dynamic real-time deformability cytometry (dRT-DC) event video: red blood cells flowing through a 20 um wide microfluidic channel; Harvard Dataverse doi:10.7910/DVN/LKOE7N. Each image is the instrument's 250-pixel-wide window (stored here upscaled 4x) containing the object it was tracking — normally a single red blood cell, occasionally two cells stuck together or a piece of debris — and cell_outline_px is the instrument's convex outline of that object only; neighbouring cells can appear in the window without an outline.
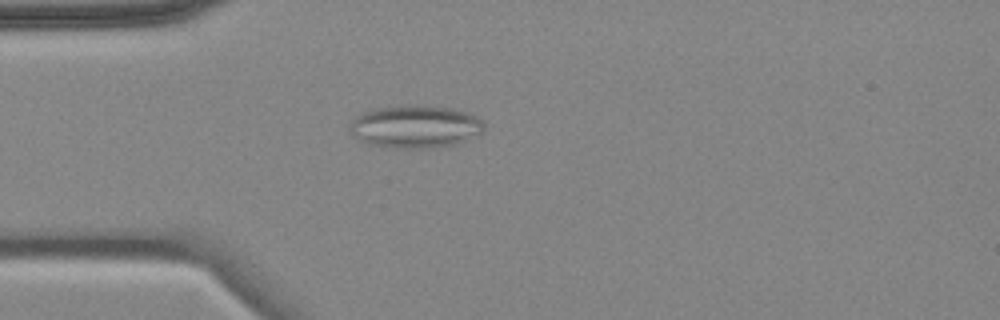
{"species": "common noctule bat (a hibernating species)", "species_latin": "Nyctalus noctula", "temperature_condition": "cold", "stored_images_in_passage": 6, "camera_frame_rate_fps": 3000, "um_per_image_px": 0.085, "animal": {"sex": "female", "body_mass_g": 18.4}, "frame": {"image": 1, "passage_image": 5, "time_ms": 4.667, "image_size_px": [1000, 320], "cell_outline_px": [[484, 132], [480, 136], [456, 144], [428, 148], [396, 148], [368, 144], [360, 140], [348, 128], [352, 120], [356, 116], [364, 112], [380, 108], [408, 104], [452, 108], [476, 116], [484, 120]], "centroid_in_image_um": [35.36, 10.77], "position_along_channel_um": 49.6, "area_um2": 33.58}}